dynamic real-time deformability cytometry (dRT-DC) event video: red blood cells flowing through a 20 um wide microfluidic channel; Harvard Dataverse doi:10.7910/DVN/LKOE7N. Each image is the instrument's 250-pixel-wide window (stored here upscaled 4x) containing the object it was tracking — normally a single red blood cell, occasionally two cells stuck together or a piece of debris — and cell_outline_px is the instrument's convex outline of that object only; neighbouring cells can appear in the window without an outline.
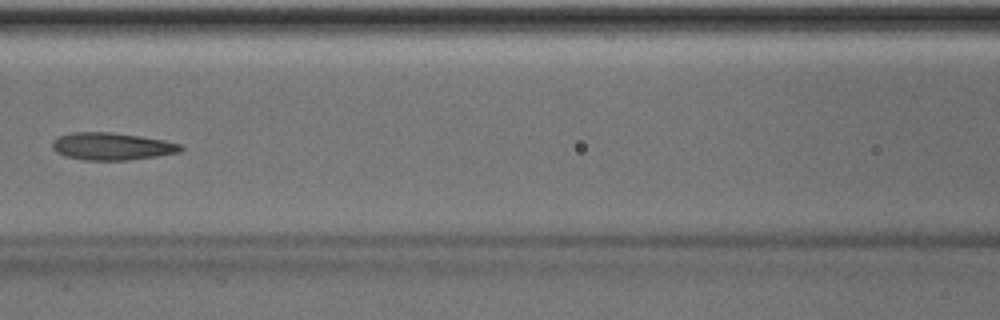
{"species": "Egyptian fruit bat (a non-hibernating species)", "species_latin": "Rousettus aegyptiacus", "temperature_condition": "room temperature", "stored_images_in_passage": 7, "camera_frame_rate_fps": 3000, "um_per_image_px": 0.085, "animal": {"sex": "male"}, "frame": {"image": 1, "passage_image": 6, "time_ms": 6.667, "image_size_px": [1000, 320], "cell_outline_px": [[184, 148], [180, 152], [156, 156], [128, 160], [84, 160], [64, 156], [56, 152], [52, 148], [52, 140], [60, 136], [72, 132], [112, 132], [140, 136], [164, 140], [180, 144]], "centroid_in_image_um": [9.49, 12.44], "position_along_channel_um": 157.1, "area_um2": 20.52}}
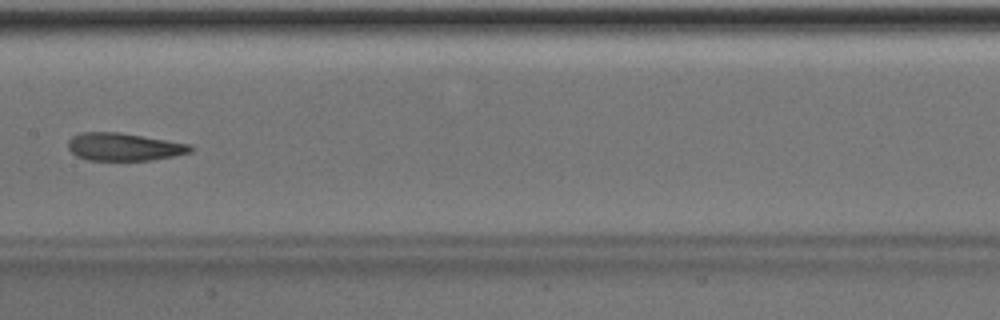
{"frame": {"image": 2, "passage_image": 7, "time_ms": 7.667, "image_size_px": [1000, 320], "cell_outline_px": [[196, 148], [192, 152], [176, 156], [152, 160], [88, 160], [76, 156], [68, 148], [68, 140], [72, 136], [80, 132], [120, 132], [192, 144]], "centroid_in_image_um": [10.59, 12.48], "position_along_channel_um": 196.8, "area_um2": 20.11}}